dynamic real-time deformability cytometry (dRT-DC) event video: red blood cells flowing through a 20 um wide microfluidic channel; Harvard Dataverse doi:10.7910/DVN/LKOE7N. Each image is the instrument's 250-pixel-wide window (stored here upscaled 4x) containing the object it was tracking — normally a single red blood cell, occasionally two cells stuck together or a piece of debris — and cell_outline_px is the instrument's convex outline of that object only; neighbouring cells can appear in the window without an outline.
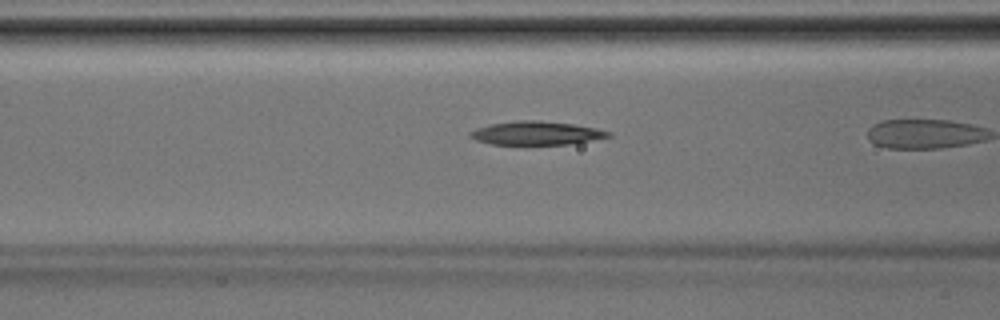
{"species": "Egyptian fruit bat (a non-hibernating species)", "species_latin": "Rousettus aegyptiacus", "temperature_condition": "room temperature", "stored_images_in_passage": 7, "camera_frame_rate_fps": 3000, "um_per_image_px": 0.085, "animal": {"sex": "male"}, "frame": {"image": 1, "passage_image": 6, "time_ms": 1.667, "image_size_px": [1000, 320], "cell_outline_px": [[612, 136], [568, 144], [492, 144], [476, 140], [468, 136], [468, 132], [476, 128], [492, 124], [520, 120], [536, 120], [572, 124], [596, 128], [612, 132]], "centroid_in_image_um": [45.57, 11.31], "position_along_channel_um": 121.0, "area_um2": 18.73}}